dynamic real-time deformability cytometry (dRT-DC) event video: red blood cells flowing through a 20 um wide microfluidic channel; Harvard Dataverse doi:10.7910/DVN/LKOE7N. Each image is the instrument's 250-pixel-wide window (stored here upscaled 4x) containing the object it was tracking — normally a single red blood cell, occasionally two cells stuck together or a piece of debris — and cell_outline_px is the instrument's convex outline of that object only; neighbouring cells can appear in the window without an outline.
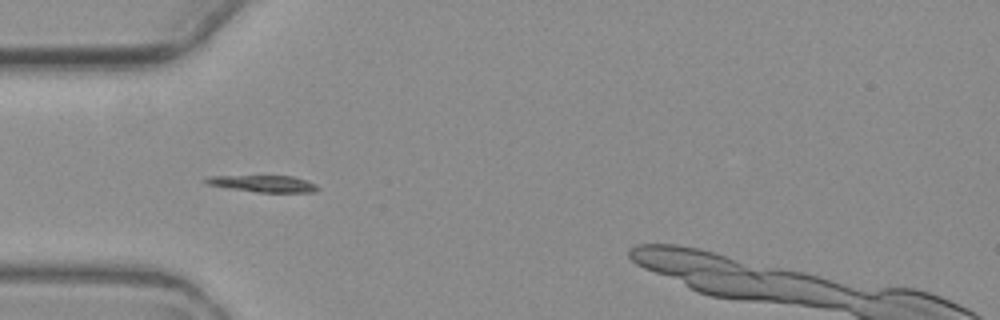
{"species": "common noctule bat (a hibernating species)", "species_latin": "Nyctalus noctula", "temperature_condition": "warm", "stored_images_in_passage": 6, "camera_frame_rate_fps": 3000, "um_per_image_px": 0.085, "animal": {"sex": "female", "body_mass_g": 19.3, "forearm_length_mm": 54.1}, "frame": {"image": 1, "passage_image": 4, "time_ms": 3.667, "image_size_px": [1000, 320], "cell_outline_px": [[320, 188], [316, 192], [256, 192], [228, 188], [204, 184], [200, 180], [208, 176], [292, 176], [308, 180], [316, 184]], "centroid_in_image_um": [22.34, 15.61], "position_along_channel_um": 62.7, "area_um2": 11.1}}
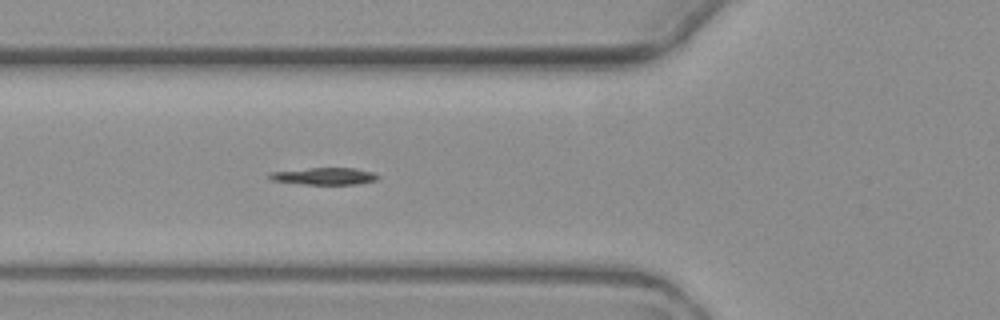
{"frame": {"image": 2, "passage_image": 5, "time_ms": 4.667, "image_size_px": [1000, 320], "cell_outline_px": [[380, 176], [376, 180], [356, 184], [304, 184], [272, 180], [268, 176], [268, 172], [308, 168], [356, 168], [372, 172]], "centroid_in_image_um": [27.56, 14.96], "position_along_channel_um": 98.2, "area_um2": 10.69}}